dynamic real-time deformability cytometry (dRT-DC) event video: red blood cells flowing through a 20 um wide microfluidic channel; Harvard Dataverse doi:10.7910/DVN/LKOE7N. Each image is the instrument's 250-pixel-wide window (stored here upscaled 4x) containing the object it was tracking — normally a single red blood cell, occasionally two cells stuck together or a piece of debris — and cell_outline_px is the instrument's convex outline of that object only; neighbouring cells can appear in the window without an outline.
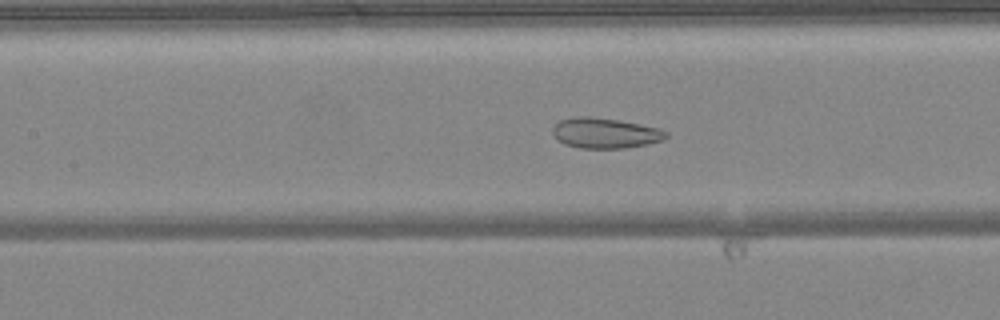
{"species": "common noctule bat (a hibernating species)", "species_latin": "Nyctalus noctula", "temperature_condition": "warm", "stored_images_in_passage": 49, "camera_frame_rate_fps": 3000, "um_per_image_px": 0.085, "animal": {"sex": "female", "body_mass_g": 24.6, "forearm_length_mm": 56.2}, "frame": {"image": 1, "passage_image": 22, "time_ms": 7.0, "image_size_px": [1000, 320], "cell_outline_px": [[668, 136], [664, 140], [648, 144], [624, 148], [580, 148], [564, 144], [552, 132], [552, 128], [560, 120], [580, 116], [584, 116], [620, 120], [660, 128], [668, 132]], "centroid_in_image_um": [51.49, 11.31], "position_along_channel_um": 155.9, "area_um2": 20.0}}
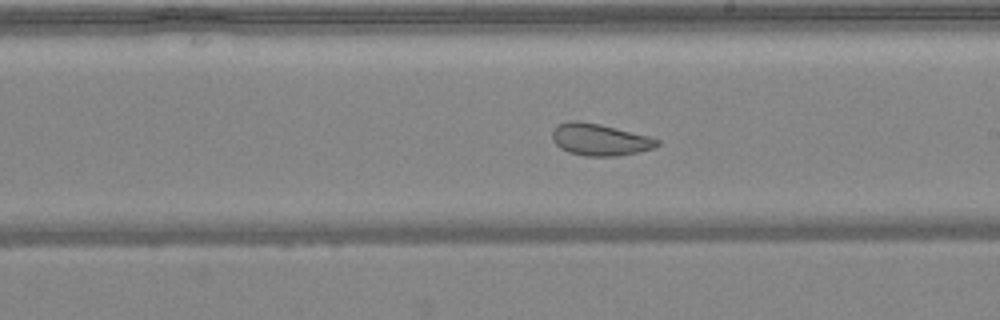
{"frame": {"image": 2, "passage_image": 28, "time_ms": 9.0, "image_size_px": [1000, 320], "cell_outline_px": [[660, 144], [652, 148], [620, 156], [584, 156], [568, 152], [560, 148], [552, 140], [552, 132], [556, 124], [568, 120], [580, 120], [600, 124], [648, 136], [660, 140]], "centroid_in_image_um": [50.92, 11.86], "position_along_channel_um": 238.1, "area_um2": 19.59}}
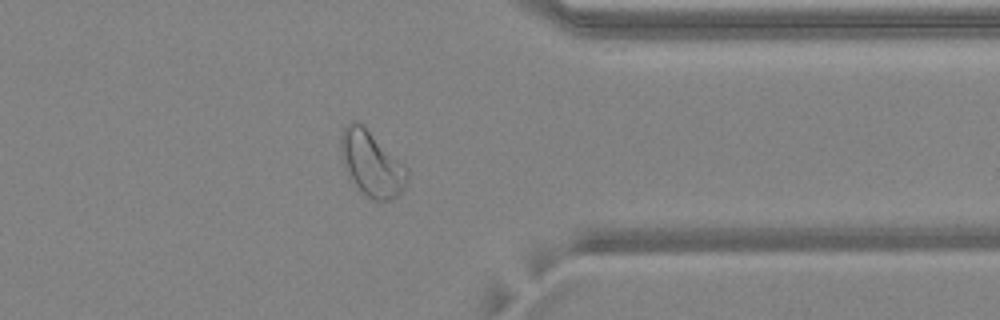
{"frame": {"image": 3, "passage_image": 39, "time_ms": 12.667, "image_size_px": [1000, 320], "cell_outline_px": [[408, 180], [404, 188], [396, 196], [388, 200], [372, 200], [348, 176], [344, 168], [340, 156], [340, 136], [344, 128], [352, 120], [356, 120], [400, 160], [408, 168]], "centroid_in_image_um": [31.57, 13.91], "position_along_channel_um": 379.8, "area_um2": 24.8}, "authors_computed_cell_mechanics": {"area_um2": 25.8366, "velocity_mm_per_s": 4.1154, "shape_relaxation_time_tau1_ms": null, "shape_relaxation_time_tau2_ms": 1.4403, "deformation_change_tau1": null, "deformation_change_tau2": 0.0852}}